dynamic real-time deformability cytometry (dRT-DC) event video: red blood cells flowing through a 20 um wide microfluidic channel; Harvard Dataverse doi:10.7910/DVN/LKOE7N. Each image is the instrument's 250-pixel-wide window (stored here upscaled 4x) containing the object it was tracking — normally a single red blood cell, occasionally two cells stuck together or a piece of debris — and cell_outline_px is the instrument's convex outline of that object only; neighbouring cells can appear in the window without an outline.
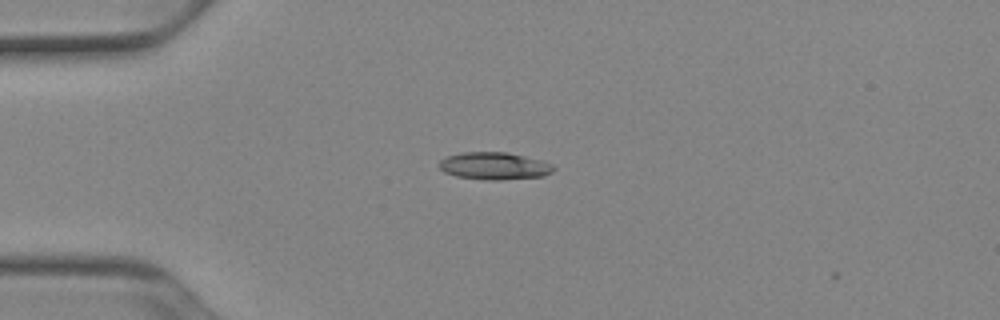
{"species": "Egyptian fruit bat (a non-hibernating species)", "species_latin": "Rousettus aegyptiacus", "temperature_condition": "cold", "stored_images_in_passage": 5, "camera_frame_rate_fps": 3000, "um_per_image_px": 0.085, "animal": {"sex": "female"}, "frame": {"image": 1, "passage_image": 2, "time_ms": 0.333, "image_size_px": [1000, 320], "cell_outline_px": [[556, 168], [552, 172], [544, 176], [500, 180], [488, 180], [456, 176], [444, 172], [440, 168], [440, 160], [444, 156], [464, 152], [504, 152], [524, 156], [540, 160], [552, 164]], "centroid_in_image_um": [42.01, 14.1], "position_along_channel_um": 43.0, "area_um2": 18.21}}